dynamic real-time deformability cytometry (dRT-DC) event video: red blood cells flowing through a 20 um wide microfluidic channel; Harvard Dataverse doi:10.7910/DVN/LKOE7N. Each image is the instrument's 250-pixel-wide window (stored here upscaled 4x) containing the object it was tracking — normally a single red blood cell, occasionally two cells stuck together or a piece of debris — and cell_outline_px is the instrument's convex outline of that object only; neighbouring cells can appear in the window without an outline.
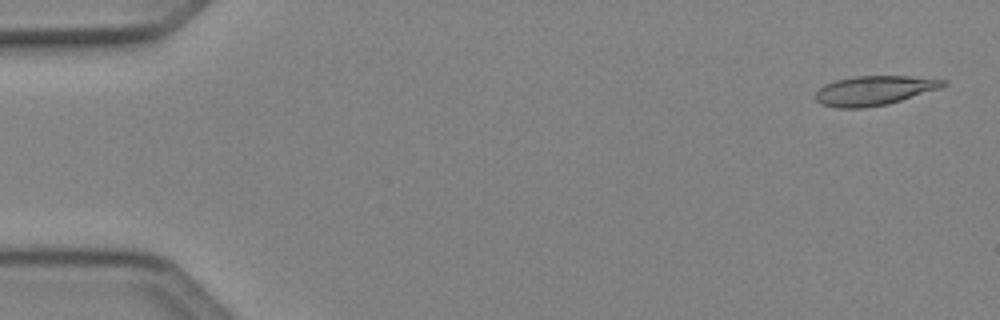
{"species": "Egyptian fruit bat (a non-hibernating species)", "species_latin": "Rousettus aegyptiacus", "temperature_condition": "cold", "stored_images_in_passage": 49, "camera_frame_rate_fps": 3000, "um_per_image_px": 0.085, "animal": {"sex": "female"}, "frame": {"image": 1, "passage_image": 2, "time_ms": 0.333, "image_size_px": [1000, 320], "cell_outline_px": [[948, 84], [940, 88], [888, 104], [864, 108], [840, 108], [820, 104], [812, 96], [824, 84], [836, 80], [856, 76], [908, 76], [948, 80]], "centroid_in_image_um": [74.28, 7.7], "position_along_channel_um": 10.7, "area_um2": 21.96}}
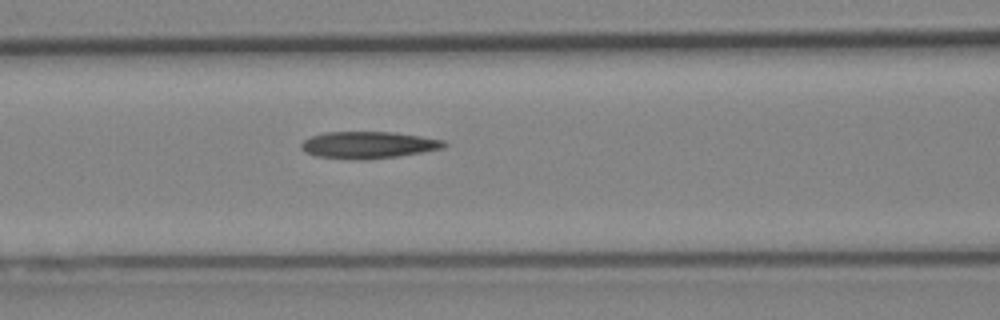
{"frame": {"image": 2, "passage_image": 21, "time_ms": 6.667, "image_size_px": [1000, 320], "cell_outline_px": [[448, 144], [444, 148], [396, 156], [364, 160], [360, 160], [316, 156], [304, 152], [300, 148], [300, 144], [304, 140], [312, 136], [324, 132], [392, 132], [420, 136], [444, 140]], "centroid_in_image_um": [31.28, 12.32], "position_along_channel_um": 135.3, "area_um2": 22.31}}
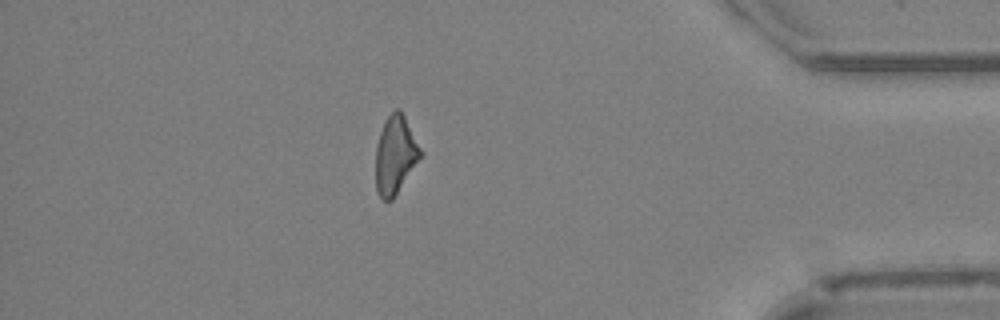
{"frame": {"image": 3, "passage_image": 43, "time_ms": 14.0, "image_size_px": [1000, 320], "cell_outline_px": [[424, 156], [392, 200], [384, 200], [376, 192], [376, 144], [384, 120], [396, 108], [400, 108], [424, 152]], "centroid_in_image_um": [33.64, 13.16], "position_along_channel_um": 401.6, "area_um2": 20.87}, "authors_computed_cell_mechanics": {"area_um2": 21.675, "velocity_mm_per_s": 4.1555, "shape_relaxation_time_tau1_ms": null, "shape_relaxation_time_tau2_ms": 7.3311, "deformation_change_tau1": null, "deformation_change_tau2": 0.215}}